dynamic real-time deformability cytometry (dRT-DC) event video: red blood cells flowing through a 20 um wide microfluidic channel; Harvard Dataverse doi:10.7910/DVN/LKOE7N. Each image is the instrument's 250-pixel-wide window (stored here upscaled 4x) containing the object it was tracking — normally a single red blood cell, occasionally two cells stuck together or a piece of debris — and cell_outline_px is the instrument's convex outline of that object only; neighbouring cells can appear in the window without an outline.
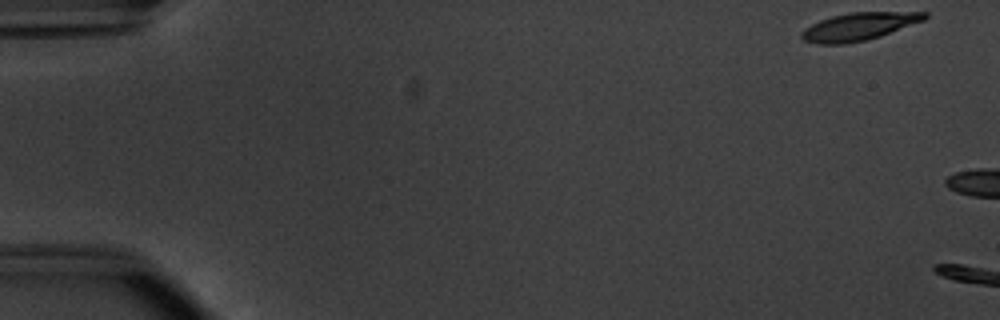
{"species": "common noctule bat (a hibernating species)", "species_latin": "Nyctalus noctula", "temperature_condition": "warm", "stored_images_in_passage": 3, "camera_frame_rate_fps": 3000, "um_per_image_px": 0.085, "animal": {"sex": "male", "body_mass_g": 20.1, "forearm_length_mm": 53.5}, "frame": {"image": 1, "passage_image": 1, "time_ms": 0.0, "image_size_px": [1000, 320], "cell_outline_px": [[928, 16], [924, 20], [880, 36], [868, 40], [844, 44], [816, 44], [804, 40], [800, 36], [800, 32], [804, 28], [820, 20], [832, 16], [852, 12], [928, 12]], "centroid_in_image_um": [72.97, 2.26], "position_along_channel_um": 12.0, "area_um2": 19.83}}